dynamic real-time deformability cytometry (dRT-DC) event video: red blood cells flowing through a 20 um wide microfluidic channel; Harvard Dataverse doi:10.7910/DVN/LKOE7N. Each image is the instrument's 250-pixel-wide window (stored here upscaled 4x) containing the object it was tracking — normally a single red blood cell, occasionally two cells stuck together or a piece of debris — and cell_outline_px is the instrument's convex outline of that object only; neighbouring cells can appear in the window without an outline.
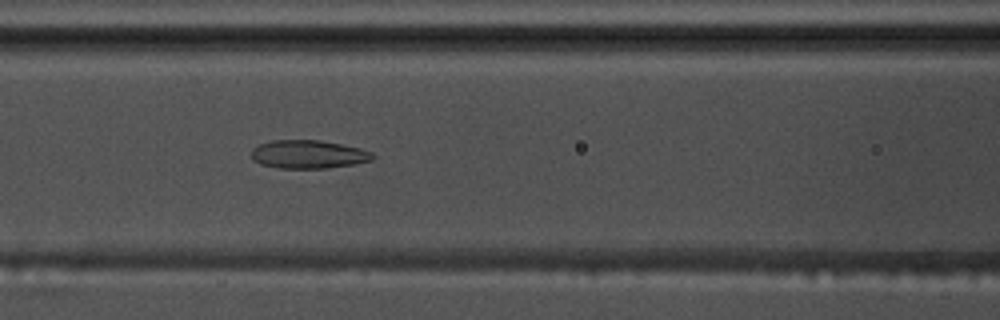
{"species": "common noctule bat (a hibernating species)", "species_latin": "Nyctalus noctula", "temperature_condition": "warm", "stored_images_in_passage": 40, "camera_frame_rate_fps": 3000, "um_per_image_px": 0.085, "animal": {"sex": "male", "body_mass_g": 17.5, "forearm_length_mm": 52.3}, "frame": {"image": 1, "passage_image": 8, "time_ms": 2.333, "image_size_px": [1000, 320], "cell_outline_px": [[376, 156], [372, 160], [352, 164], [328, 168], [280, 168], [260, 164], [252, 160], [252, 148], [260, 144], [272, 140], [320, 140], [360, 148], [372, 152]], "centroid_in_image_um": [26.2, 13.11], "position_along_channel_um": 140.4, "area_um2": 20.0}}
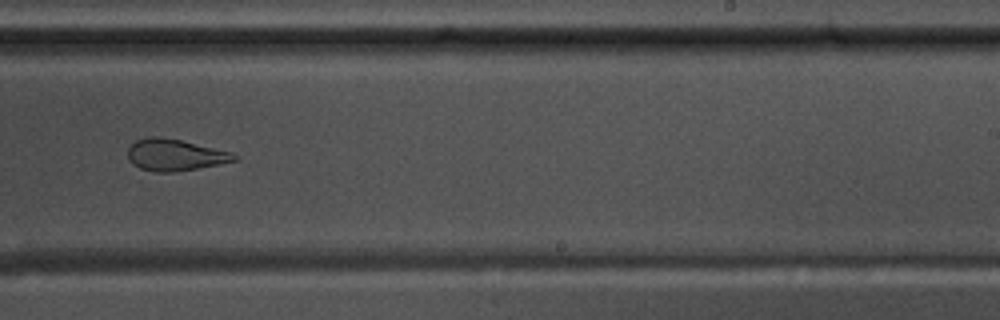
{"frame": {"image": 2, "passage_image": 19, "time_ms": 6.0, "image_size_px": [1000, 320], "cell_outline_px": [[240, 160], [220, 164], [176, 172], [156, 172], [140, 168], [132, 164], [128, 160], [128, 148], [136, 140], [152, 136], [156, 136], [180, 140], [232, 152], [240, 156]], "centroid_in_image_um": [14.9, 13.18], "position_along_channel_um": 274.1, "area_um2": 19.71}}
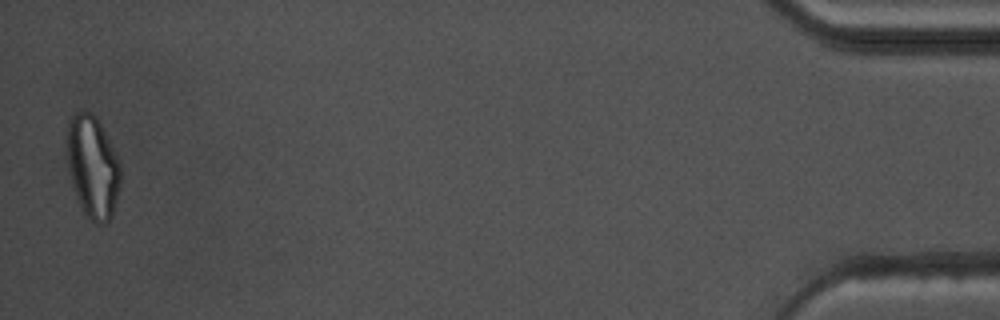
{"frame": {"image": 3, "passage_image": 39, "time_ms": 12.667, "image_size_px": [1000, 320], "cell_outline_px": [[120, 180], [112, 216], [104, 224], [96, 224], [84, 216], [76, 196], [72, 184], [68, 164], [68, 120], [80, 108], [92, 112], [96, 116], [120, 160]], "centroid_in_image_um": [7.88, 14.17], "position_along_channel_um": 427.3, "area_um2": 31.96}, "authors_computed_cell_mechanics": {"area_um2": 21.4727, "velocity_mm_per_s": 3.6607, "shape_relaxation_time_tau1_ms": null, "shape_relaxation_time_tau2_ms": 2.3141, "deformation_change_tau1": null, "deformation_change_tau2": 0.0971}}